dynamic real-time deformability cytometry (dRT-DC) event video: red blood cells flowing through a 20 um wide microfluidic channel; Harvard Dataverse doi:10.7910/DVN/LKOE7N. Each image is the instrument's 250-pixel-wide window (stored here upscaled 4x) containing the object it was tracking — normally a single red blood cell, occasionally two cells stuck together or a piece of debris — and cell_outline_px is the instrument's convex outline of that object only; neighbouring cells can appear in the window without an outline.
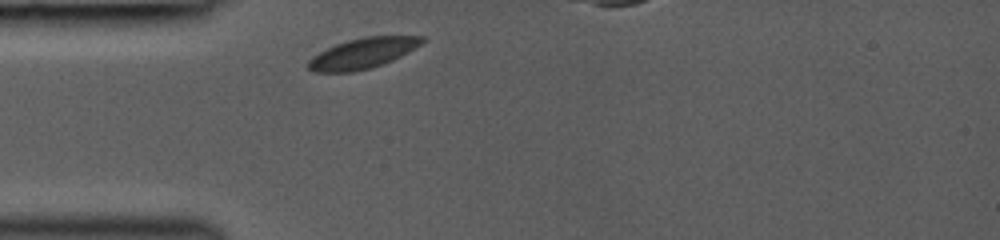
{"species": "common noctule bat (a hibernating species)", "species_latin": "Nyctalus noctula", "temperature_condition": "room temperature", "stored_images_in_passage": 5, "camera_frame_rate_fps": 3000, "um_per_image_px": 0.085, "animal": {"sex": "female", "body_mass_g": 19.0, "forearm_length_mm": 53.3}, "frame": {"image": 1, "passage_image": 1, "time_ms": 0.0, "image_size_px": [1000, 240], "cell_outline_px": [[424, 40], [420, 44], [408, 52], [384, 64], [352, 72], [312, 72], [304, 64], [312, 56], [336, 44], [348, 40], [364, 36], [424, 36]], "centroid_in_image_um": [30.78, 4.54], "position_along_channel_um": 54.2, "area_um2": 20.11}}
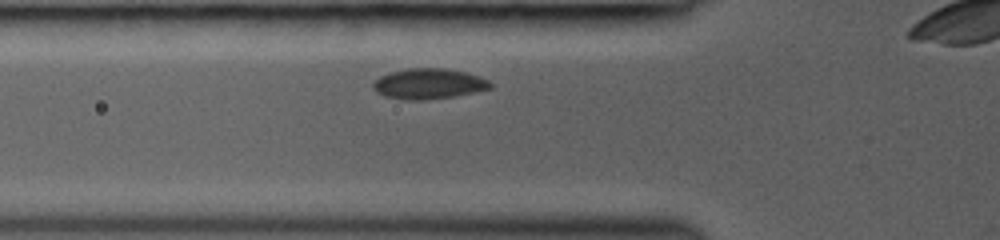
{"frame": {"image": 2, "passage_image": 4, "time_ms": 1.0, "image_size_px": [1000, 240], "cell_outline_px": [[492, 88], [452, 96], [424, 100], [408, 100], [384, 96], [376, 92], [372, 88], [372, 84], [380, 76], [388, 72], [408, 68], [444, 68], [464, 72], [480, 76], [488, 80], [492, 84]], "centroid_in_image_um": [36.4, 7.11], "position_along_channel_um": 89.4, "area_um2": 20.75}}